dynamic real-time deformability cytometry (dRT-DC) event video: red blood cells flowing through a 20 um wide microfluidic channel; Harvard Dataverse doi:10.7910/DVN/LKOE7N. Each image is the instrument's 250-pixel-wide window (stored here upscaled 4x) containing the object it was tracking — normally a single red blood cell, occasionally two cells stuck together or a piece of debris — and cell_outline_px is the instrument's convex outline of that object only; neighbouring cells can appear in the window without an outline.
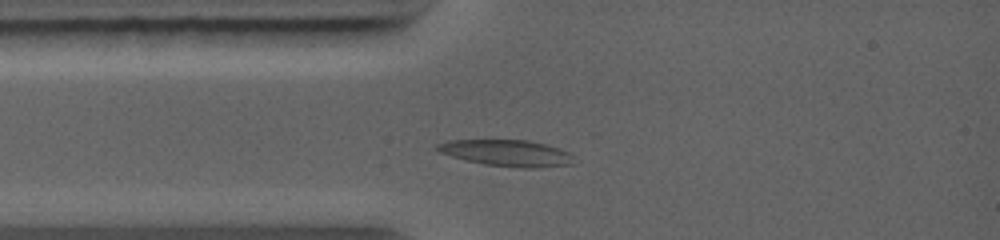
{"species": "common noctule bat (a hibernating species)", "species_latin": "Nyctalus noctula", "temperature_condition": "warm", "stored_images_in_passage": 25, "camera_frame_rate_fps": 5000, "um_per_image_px": 0.085, "animal": {"sex": "female", "body_mass_g": 19.0, "forearm_length_mm": 56.7}, "frame": {"image": 1, "passage_image": 6, "time_ms": 2.2, "image_size_px": [1000, 240], "cell_outline_px": [[572, 164], [536, 168], [520, 168], [484, 164], [464, 160], [440, 152], [436, 148], [436, 144], [448, 140], [528, 140], [560, 148], [568, 152], [572, 156]], "centroid_in_image_um": [43.06, 13.01], "position_along_channel_um": 41.9, "area_um2": 20.92}}
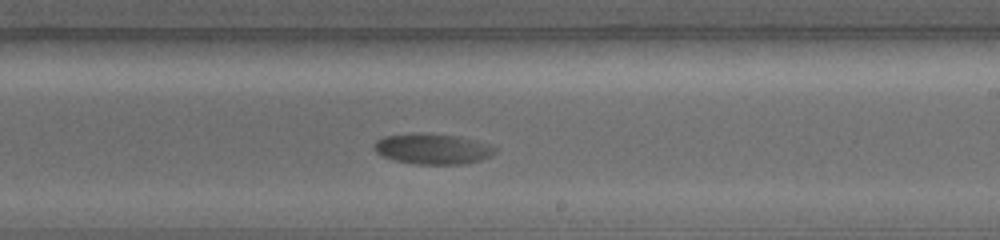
{"frame": {"image": 2, "passage_image": 17, "time_ms": 7.0, "image_size_px": [1000, 240], "cell_outline_px": [[496, 152], [492, 156], [480, 160], [464, 164], [416, 164], [396, 160], [384, 156], [376, 152], [372, 148], [372, 144], [376, 140], [384, 136], [412, 132], [428, 132], [460, 136], [476, 140], [488, 144], [496, 148]], "centroid_in_image_um": [36.76, 12.63], "position_along_channel_um": 252.2, "area_um2": 21.96}}
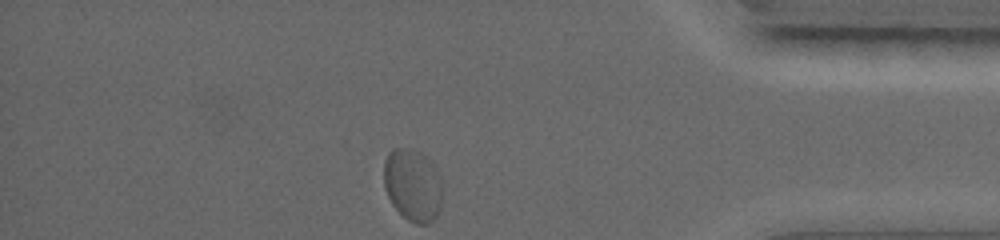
{"frame": {"image": 3, "passage_image": 25, "time_ms": 11.0, "image_size_px": [1000, 240], "cell_outline_px": [[440, 208], [436, 216], [428, 224], [416, 224], [408, 220], [392, 204], [384, 188], [384, 160], [388, 152], [392, 148], [412, 148], [420, 152], [432, 160], [440, 176]], "centroid_in_image_um": [35.06, 15.69], "position_along_channel_um": 400.1, "area_um2": 24.8}}